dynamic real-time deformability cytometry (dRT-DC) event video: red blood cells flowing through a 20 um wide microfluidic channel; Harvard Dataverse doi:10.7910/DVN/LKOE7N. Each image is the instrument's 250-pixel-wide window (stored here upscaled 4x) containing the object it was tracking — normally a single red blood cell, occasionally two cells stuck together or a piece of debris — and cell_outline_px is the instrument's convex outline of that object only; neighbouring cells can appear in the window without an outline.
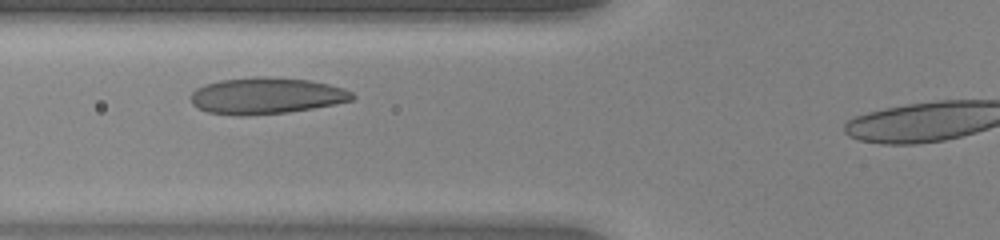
{"species": "human", "species_latin": "Homo sapiens", "temperature_condition": "warm", "stored_images_in_passage": 34, "camera_frame_rate_fps": 3000, "um_per_image_px": 0.085, "donor": {"sex": "female"}, "frame": {"image": 1, "passage_image": 10, "time_ms": 3.0, "image_size_px": [1000, 240], "cell_outline_px": [[356, 96], [352, 100], [336, 104], [288, 112], [248, 116], [236, 116], [208, 112], [196, 108], [192, 104], [192, 92], [196, 88], [204, 84], [220, 80], [256, 76], [264, 76], [308, 80], [328, 84], [344, 88], [352, 92]], "centroid_in_image_um": [22.62, 8.14], "position_along_channel_um": 103.2, "area_um2": 34.51}}
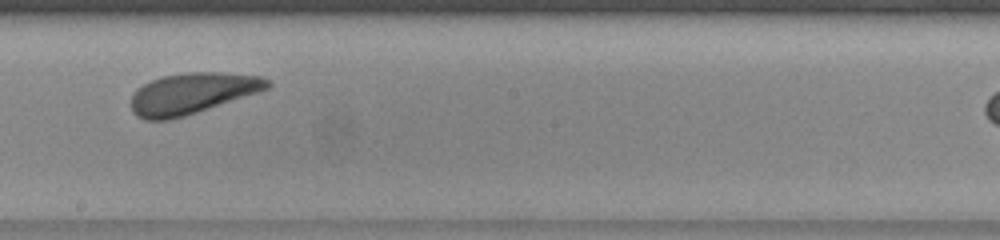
{"frame": {"image": 2, "passage_image": 20, "time_ms": 6.333, "image_size_px": [1000, 240], "cell_outline_px": [[272, 84], [268, 88], [260, 92], [184, 116], [168, 120], [144, 120], [136, 116], [132, 112], [132, 92], [136, 88], [152, 80], [164, 76], [184, 72], [224, 72], [264, 76]], "centroid_in_image_um": [16.34, 7.93], "position_along_channel_um": 231.9, "area_um2": 32.77}, "authors_computed_cell_mechanics": {"area_um2": 33.235, "velocity_mm_per_s": 3.8652, "shape_relaxation_time_tau1_ms": 1.5529, "shape_relaxation_time_tau2_ms": 5.532, "deformation_change_tau1": 0.0731, "deformation_change_tau2": 0.1093}}